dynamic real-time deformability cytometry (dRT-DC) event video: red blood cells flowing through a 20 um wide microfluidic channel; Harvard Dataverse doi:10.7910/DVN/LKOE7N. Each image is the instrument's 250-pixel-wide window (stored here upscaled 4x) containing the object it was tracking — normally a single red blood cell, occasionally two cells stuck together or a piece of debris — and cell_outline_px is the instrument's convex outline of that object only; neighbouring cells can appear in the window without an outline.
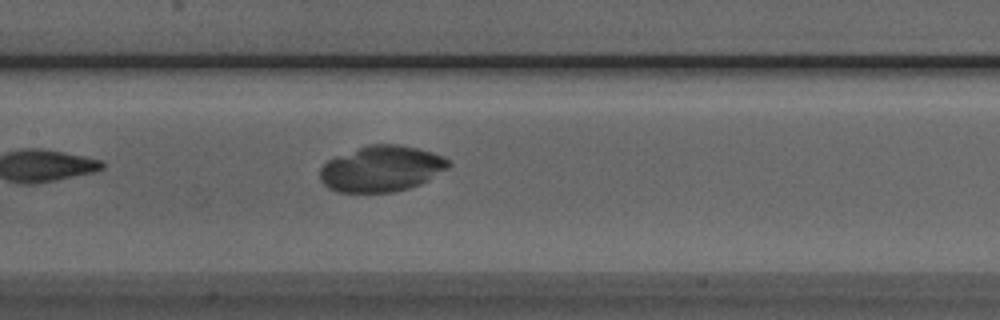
{"species": "Egyptian fruit bat (a non-hibernating species)", "species_latin": "Rousettus aegyptiacus", "temperature_condition": "room temperature", "stored_images_in_passage": 10, "segment_of_instrument_passage": [1, 2], "camera_frame_rate_fps": 3000, "um_per_image_px": 0.085, "animal": {"sex": "male"}, "frame": {"image": 1, "passage_image": 9, "time_ms": 2.667, "image_size_px": [1000, 320], "cell_outline_px": [[452, 164], [448, 168], [428, 180], [420, 184], [408, 188], [392, 192], [336, 192], [328, 188], [320, 180], [320, 168], [328, 160], [336, 156], [368, 144], [396, 144], [416, 148], [432, 152], [444, 156]], "centroid_in_image_um": [32.42, 14.34], "position_along_channel_um": 175.0, "area_um2": 34.39}}